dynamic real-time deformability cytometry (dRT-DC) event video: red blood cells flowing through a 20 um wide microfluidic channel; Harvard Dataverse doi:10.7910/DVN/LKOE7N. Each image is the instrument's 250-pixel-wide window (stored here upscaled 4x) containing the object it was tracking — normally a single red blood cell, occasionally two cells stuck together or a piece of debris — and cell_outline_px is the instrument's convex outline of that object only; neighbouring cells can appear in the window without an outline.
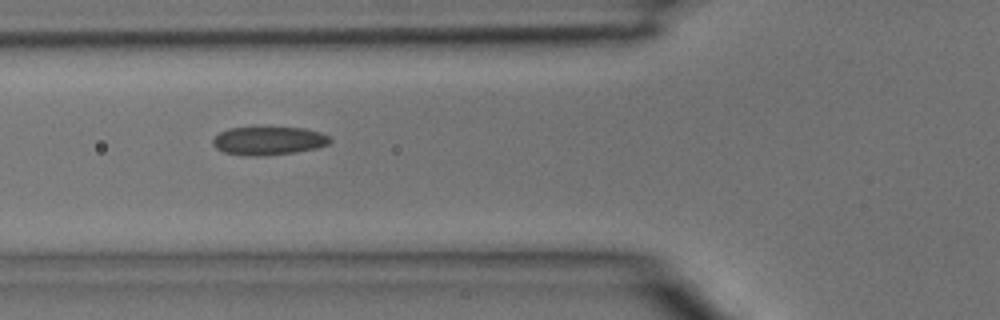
{"species": "common noctule bat (a hibernating species)", "species_latin": "Nyctalus noctula", "temperature_condition": "room temperature", "stored_images_in_passage": 6, "camera_frame_rate_fps": 3000, "um_per_image_px": 0.085, "animal": {"sex": "male", "body_mass_g": 15.6}, "frame": {"image": 1, "passage_image": 5, "time_ms": 1.333, "image_size_px": [1000, 320], "cell_outline_px": [[332, 140], [328, 144], [316, 148], [296, 152], [260, 156], [244, 156], [224, 152], [216, 148], [212, 144], [212, 140], [220, 132], [228, 128], [304, 128], [320, 132], [328, 136]], "centroid_in_image_um": [22.81, 11.98], "position_along_channel_um": 103.0, "area_um2": 19.25}}
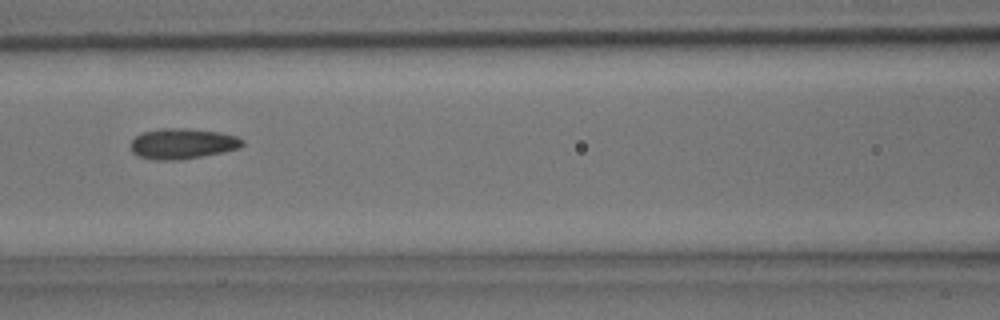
{"frame": {"image": 2, "passage_image": 6, "time_ms": 1.667, "image_size_px": [1000, 320], "cell_outline_px": [[244, 144], [240, 148], [224, 152], [176, 160], [152, 160], [136, 156], [132, 152], [132, 140], [140, 132], [160, 128], [184, 128], [220, 132], [236, 136], [244, 140]], "centroid_in_image_um": [15.5, 12.21], "position_along_channel_um": 151.1, "area_um2": 20.0}}